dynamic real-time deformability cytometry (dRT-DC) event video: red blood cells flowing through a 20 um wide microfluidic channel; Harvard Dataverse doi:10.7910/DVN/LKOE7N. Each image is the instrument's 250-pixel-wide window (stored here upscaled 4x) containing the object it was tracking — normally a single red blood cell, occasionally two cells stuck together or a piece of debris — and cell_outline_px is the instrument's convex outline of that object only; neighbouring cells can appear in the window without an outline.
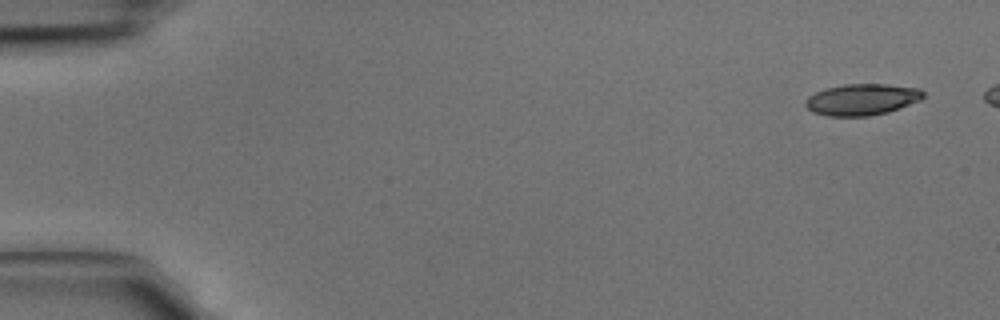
{"species": "common noctule bat (a hibernating species)", "species_latin": "Nyctalus noctula", "temperature_condition": "cold", "stored_images_in_passage": 5, "camera_frame_rate_fps": 3000, "um_per_image_px": 0.085, "animal": {"sex": "male", "body_mass_g": 15.6}, "frame": {"image": 1, "passage_image": 1, "time_ms": 0.0, "image_size_px": [1000, 320], "cell_outline_px": [[924, 96], [920, 100], [900, 108], [888, 112], [868, 116], [828, 116], [812, 112], [804, 104], [804, 100], [808, 96], [816, 92], [828, 88], [844, 84], [888, 84], [920, 88], [924, 92]], "centroid_in_image_um": [73.27, 8.46], "position_along_channel_um": 11.7, "area_um2": 21.62}}